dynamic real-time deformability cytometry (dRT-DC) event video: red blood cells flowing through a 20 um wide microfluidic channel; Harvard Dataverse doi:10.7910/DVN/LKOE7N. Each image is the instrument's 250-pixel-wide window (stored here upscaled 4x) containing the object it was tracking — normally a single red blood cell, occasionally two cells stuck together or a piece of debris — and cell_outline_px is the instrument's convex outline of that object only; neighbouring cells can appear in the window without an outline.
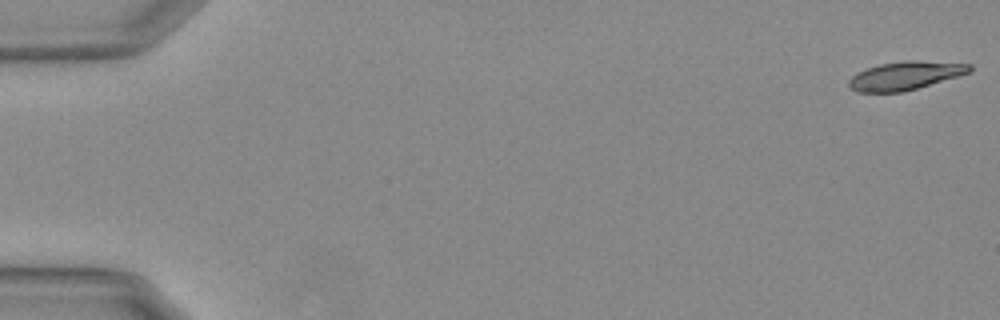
{"species": "Egyptian fruit bat (a non-hibernating species)", "species_latin": "Rousettus aegyptiacus", "temperature_condition": "warm", "stored_images_in_passage": 12, "camera_frame_rate_fps": 3000, "um_per_image_px": 0.085, "animal": {"sex": "female"}, "frame": {"image": 1, "passage_image": 1, "time_ms": 0.0, "image_size_px": [1000, 320], "cell_outline_px": [[972, 68], [968, 72], [960, 76], [904, 92], [856, 92], [848, 84], [848, 80], [852, 76], [868, 68], [880, 64], [904, 60], [916, 60], [972, 64]], "centroid_in_image_um": [76.97, 6.43], "position_along_channel_um": 8.0, "area_um2": 19.94}}